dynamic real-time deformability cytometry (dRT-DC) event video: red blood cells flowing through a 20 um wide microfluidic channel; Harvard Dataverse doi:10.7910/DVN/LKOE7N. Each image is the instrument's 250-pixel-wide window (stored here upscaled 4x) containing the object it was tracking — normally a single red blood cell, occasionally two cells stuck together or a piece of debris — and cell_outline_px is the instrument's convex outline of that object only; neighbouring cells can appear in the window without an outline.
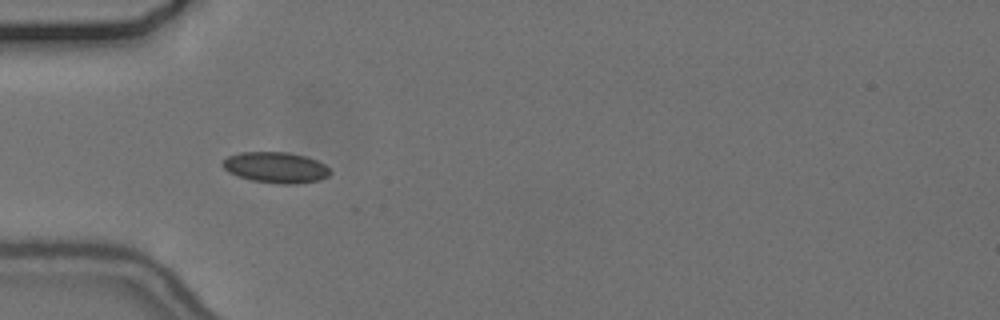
{"species": "common noctule bat (a hibernating species)", "species_latin": "Nyctalus noctula", "temperature_condition": "cold", "stored_images_in_passage": 23, "camera_frame_rate_fps": 3000, "um_per_image_px": 0.085, "animal": {"sex": "female", "body_mass_g": 24.6, "forearm_length_mm": 56.2}, "frame": {"image": 1, "passage_image": 4, "time_ms": 1.0, "image_size_px": [1000, 320], "cell_outline_px": [[332, 172], [328, 176], [320, 180], [296, 184], [280, 184], [252, 180], [228, 172], [220, 164], [228, 156], [240, 152], [288, 152], [304, 156], [316, 160], [324, 164]], "centroid_in_image_um": [23.45, 14.23], "position_along_channel_um": 61.6, "area_um2": 19.31}}
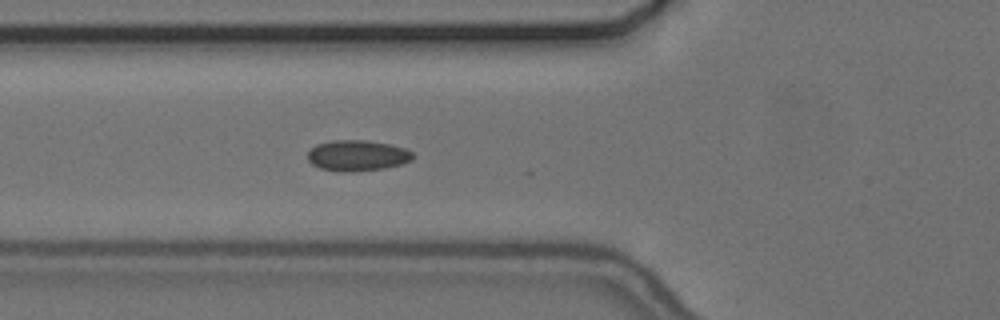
{"frame": {"image": 2, "passage_image": 7, "time_ms": 2.0, "image_size_px": [1000, 320], "cell_outline_px": [[416, 156], [412, 160], [400, 164], [384, 168], [352, 172], [340, 172], [320, 168], [312, 164], [308, 160], [308, 152], [316, 144], [332, 140], [364, 140], [388, 144], [404, 148], [412, 152]], "centroid_in_image_um": [30.36, 13.22], "position_along_channel_um": 95.4, "area_um2": 18.9}}
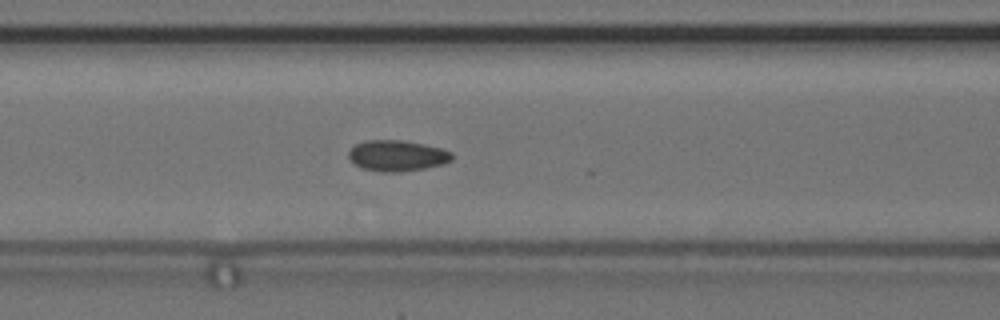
{"frame": {"image": 3, "passage_image": 10, "time_ms": 3.0, "image_size_px": [1000, 320], "cell_outline_px": [[452, 160], [444, 164], [424, 168], [400, 172], [380, 172], [360, 168], [348, 156], [348, 152], [356, 144], [364, 140], [404, 140], [424, 144], [440, 148], [452, 152]], "centroid_in_image_um": [33.75, 13.23], "position_along_channel_um": 132.8, "area_um2": 18.67}}